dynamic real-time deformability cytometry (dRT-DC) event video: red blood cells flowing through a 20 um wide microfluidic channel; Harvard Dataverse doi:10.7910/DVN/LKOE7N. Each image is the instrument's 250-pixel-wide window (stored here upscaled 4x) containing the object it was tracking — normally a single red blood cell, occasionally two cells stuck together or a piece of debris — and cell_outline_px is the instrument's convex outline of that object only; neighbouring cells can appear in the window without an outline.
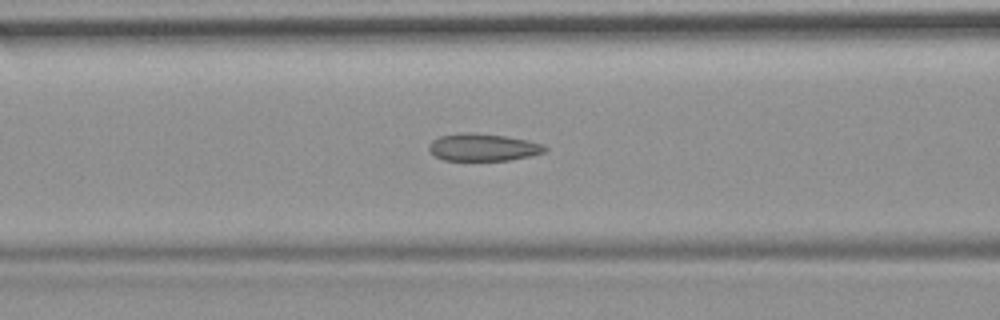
{"species": "common noctule bat (a hibernating species)", "species_latin": "Nyctalus noctula", "temperature_condition": "room temperature", "stored_images_in_passage": 38, "camera_frame_rate_fps": 3000, "um_per_image_px": 0.085, "animal": {"sex": "female", "body_mass_g": 19.9}, "frame": {"image": 1, "passage_image": 6, "time_ms": 1.667, "image_size_px": [1000, 320], "cell_outline_px": [[548, 148], [544, 152], [532, 156], [512, 160], [444, 160], [428, 152], [428, 144], [432, 140], [440, 136], [460, 132], [472, 132], [504, 136], [528, 140], [544, 144]], "centroid_in_image_um": [41.05, 12.52], "position_along_channel_um": 125.5, "area_um2": 18.73}, "authors_computed_cell_mechanics": {"area_um2": 18.1781, "velocity_mm_per_s": 3.7118, "shape_relaxation_time_tau1_ms": null, "shape_relaxation_time_tau2_ms": 1.8353, "deformation_change_tau1": null, "deformation_change_tau2": 0.0947}}